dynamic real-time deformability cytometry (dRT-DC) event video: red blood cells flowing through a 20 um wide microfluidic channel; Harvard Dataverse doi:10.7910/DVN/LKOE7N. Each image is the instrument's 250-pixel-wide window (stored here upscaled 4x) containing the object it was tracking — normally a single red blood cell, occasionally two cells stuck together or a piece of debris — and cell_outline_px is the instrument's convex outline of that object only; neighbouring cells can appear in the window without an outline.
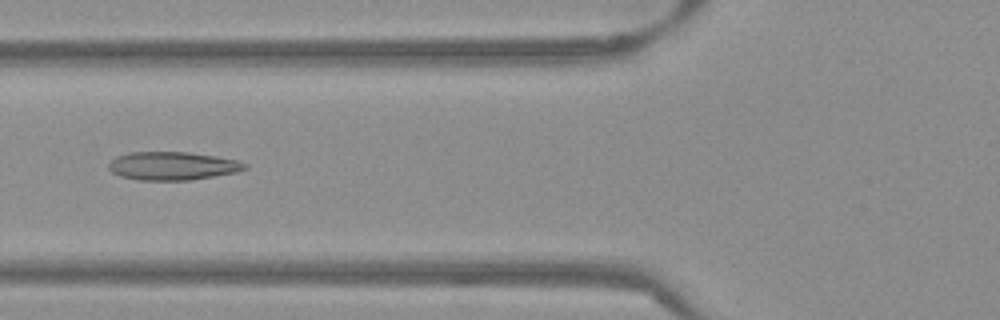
{"species": "Egyptian fruit bat (a non-hibernating species)", "species_latin": "Rousettus aegyptiacus", "temperature_condition": "warm", "stored_images_in_passage": 53, "camera_frame_rate_fps": 3000, "um_per_image_px": 0.085, "frame": {"image": 1, "passage_image": 21, "time_ms": 6.667, "image_size_px": [1000, 320], "cell_outline_px": [[248, 168], [236, 172], [192, 180], [140, 180], [120, 176], [112, 172], [108, 168], [108, 164], [116, 156], [128, 152], [188, 152], [216, 156], [236, 160], [248, 164]], "centroid_in_image_um": [14.66, 14.1], "position_along_channel_um": 111.1, "area_um2": 22.48}}
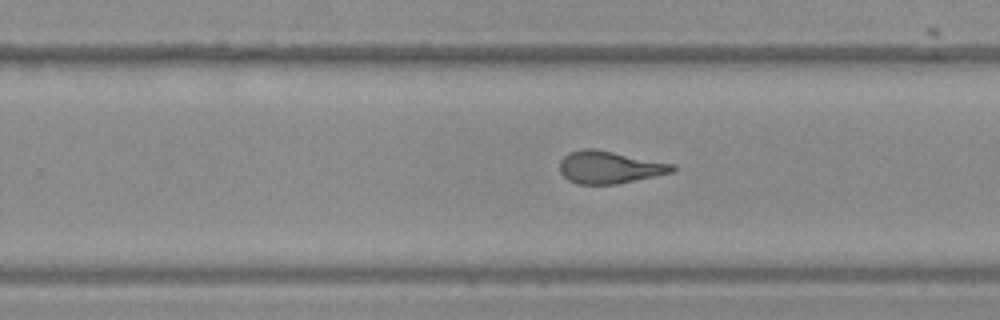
{"frame": {"image": 2, "passage_image": 34, "time_ms": 11.0, "image_size_px": [1000, 320], "cell_outline_px": [[676, 172], [616, 184], [576, 184], [568, 180], [560, 172], [560, 160], [568, 152], [584, 148], [592, 148], [676, 164]], "centroid_in_image_um": [51.82, 14.22], "position_along_channel_um": 278.0, "area_um2": 21.44}}
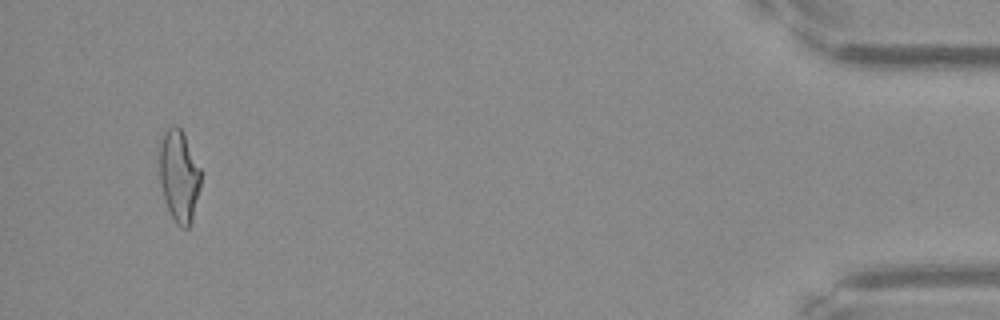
{"frame": {"image": 3, "passage_image": 51, "time_ms": 16.667, "image_size_px": [1000, 320], "cell_outline_px": [[200, 188], [192, 220], [188, 228], [180, 228], [176, 224], [164, 200], [160, 184], [160, 144], [164, 132], [172, 124], [176, 124], [180, 128], [200, 168]], "centroid_in_image_um": [15.21, 14.98], "position_along_channel_um": 420.0, "area_um2": 21.91}, "authors_computed_cell_mechanics": {"area_um2": 21.964, "velocity_mm_per_s": 3.848, "shape_relaxation_time_tau1_ms": null, "shape_relaxation_time_tau2_ms": 1.6688, "deformation_change_tau1": null, "deformation_change_tau2": 0.0983}}